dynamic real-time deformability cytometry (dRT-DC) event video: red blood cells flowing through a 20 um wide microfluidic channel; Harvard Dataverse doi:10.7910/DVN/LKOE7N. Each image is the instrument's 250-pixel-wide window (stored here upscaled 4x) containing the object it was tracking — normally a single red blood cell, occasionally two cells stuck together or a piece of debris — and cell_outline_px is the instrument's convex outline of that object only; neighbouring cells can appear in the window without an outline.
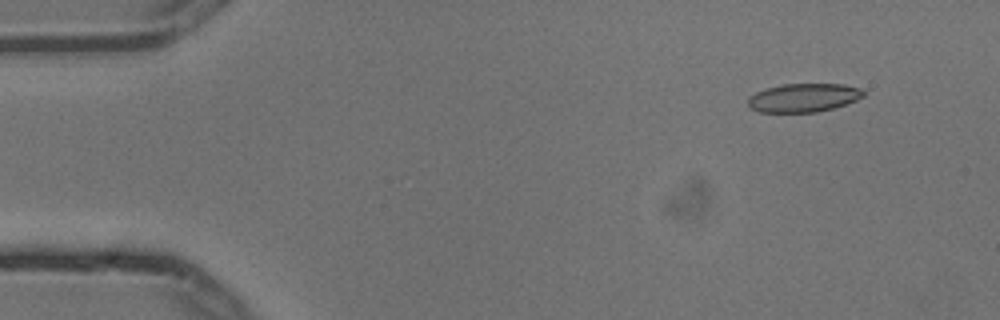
{"species": "common noctule bat (a hibernating species)", "species_latin": "Nyctalus noctula", "temperature_condition": "cold", "stored_images_in_passage": 5, "segment_of_instrument_passage": [2, 2], "camera_frame_rate_fps": 3000, "um_per_image_px": 0.085, "animal": {"sex": "male", "body_mass_g": 13.3}, "frame": {"image": 1, "passage_image": 5, "time_ms": 1.333, "image_size_px": [1000, 320], "cell_outline_px": [[864, 96], [856, 100], [832, 108], [816, 112], [760, 112], [752, 108], [748, 104], [748, 96], [756, 92], [768, 88], [784, 84], [844, 84], [860, 88], [864, 92]], "centroid_in_image_um": [68.3, 8.3], "position_along_channel_um": 16.7, "area_um2": 19.02}}